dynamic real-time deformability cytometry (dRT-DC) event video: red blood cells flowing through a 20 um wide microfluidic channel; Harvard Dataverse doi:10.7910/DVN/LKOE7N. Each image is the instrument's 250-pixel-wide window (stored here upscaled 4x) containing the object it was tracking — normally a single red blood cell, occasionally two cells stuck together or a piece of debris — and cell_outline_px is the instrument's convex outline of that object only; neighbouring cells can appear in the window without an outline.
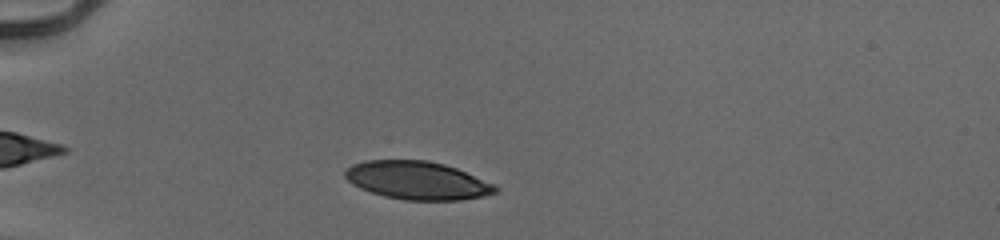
{"species": "human", "species_latin": "Homo sapiens", "temperature_condition": "cold", "stored_images_in_passage": 43, "camera_frame_rate_fps": 3000, "um_per_image_px": 0.085, "donor": {"sex": "male"}, "frame": {"image": 1, "passage_image": 6, "time_ms": 1.667, "image_size_px": [1000, 240], "cell_outline_px": [[500, 188], [496, 192], [480, 196], [460, 200], [404, 200], [384, 196], [360, 188], [352, 184], [344, 176], [344, 172], [352, 164], [364, 160], [428, 160], [444, 164], [456, 168], [496, 184]], "centroid_in_image_um": [35.47, 15.33], "position_along_channel_um": 49.5, "area_um2": 33.41}}
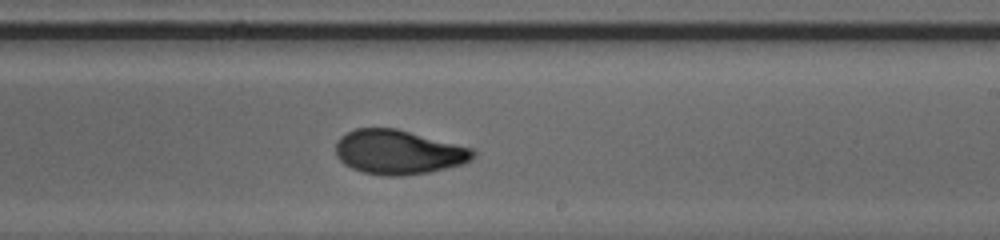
{"frame": {"image": 2, "passage_image": 24, "time_ms": 7.667, "image_size_px": [1000, 240], "cell_outline_px": [[476, 156], [464, 164], [428, 172], [400, 176], [384, 176], [364, 172], [352, 168], [344, 164], [336, 156], [336, 140], [340, 136], [356, 128], [396, 128], [472, 148], [476, 152]], "centroid_in_image_um": [33.86, 12.93], "position_along_channel_um": 255.1, "area_um2": 35.49}}
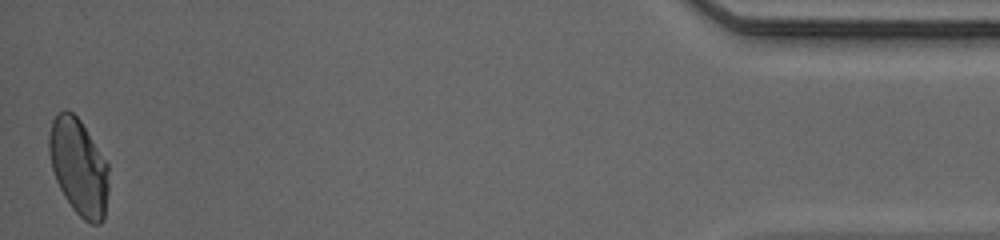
{"frame": {"image": 3, "passage_image": 43, "time_ms": 14.0, "image_size_px": [1000, 240], "cell_outline_px": [[108, 192], [104, 220], [100, 224], [92, 224], [84, 220], [72, 208], [64, 196], [56, 180], [52, 168], [48, 152], [48, 136], [52, 120], [56, 112], [64, 108], [72, 112], [80, 120], [108, 164]], "centroid_in_image_um": [6.67, 14.18], "position_along_channel_um": 428.5, "area_um2": 33.7}, "authors_computed_cell_mechanics": {"area_um2": 34.5066, "velocity_mm_per_s": 3.9478, "shape_relaxation_time_tau1_ms": 4.0762, "shape_relaxation_time_tau2_ms": 1.1919, "deformation_change_tau1": 0.1611, "deformation_change_tau2": 0.0627}}